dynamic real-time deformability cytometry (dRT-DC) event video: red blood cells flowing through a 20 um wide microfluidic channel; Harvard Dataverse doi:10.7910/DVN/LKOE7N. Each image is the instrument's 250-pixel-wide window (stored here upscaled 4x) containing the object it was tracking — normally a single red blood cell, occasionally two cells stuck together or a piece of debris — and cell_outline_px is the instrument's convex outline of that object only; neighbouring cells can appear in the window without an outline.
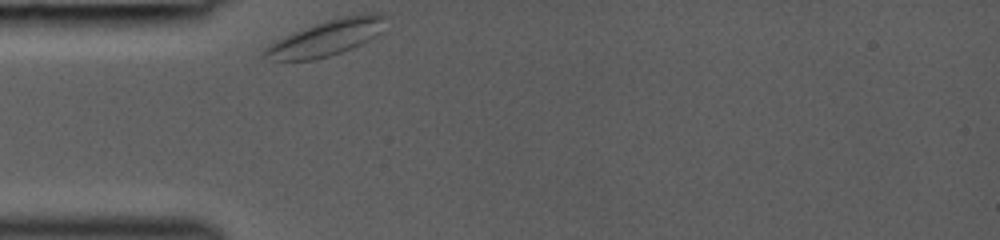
{"species": "common noctule bat (a hibernating species)", "species_latin": "Nyctalus noctula", "temperature_condition": "room temperature", "stored_images_in_passage": 9, "camera_frame_rate_fps": 3000, "um_per_image_px": 0.085, "animal": {"sex": "female", "body_mass_g": 19.0, "forearm_length_mm": 53.3}, "frame": {"image": 1, "passage_image": 1, "time_ms": 0.0, "image_size_px": [1000, 240], "cell_outline_px": [[384, 16], [372, 36], [368, 40], [352, 48], [328, 56], [312, 60], [272, 60], [264, 56], [260, 52], [268, 44], [276, 40], [316, 24], [340, 16], [364, 12], [376, 12]], "centroid_in_image_um": [27.62, 3.23], "position_along_channel_um": 57.4, "area_um2": 24.22}}
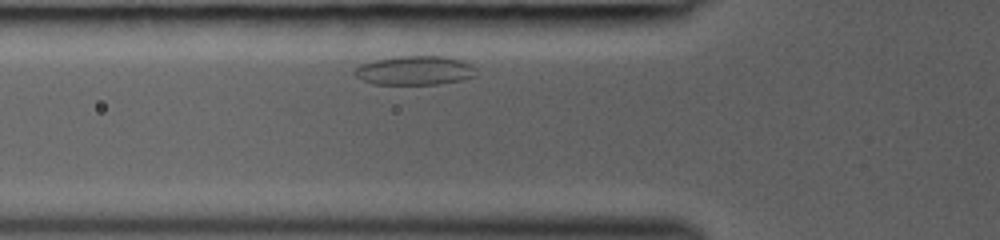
{"frame": {"image": 2, "passage_image": 4, "time_ms": 1.0, "image_size_px": [1000, 240], "cell_outline_px": [[476, 76], [460, 80], [436, 84], [376, 84], [364, 80], [356, 76], [352, 72], [360, 64], [376, 60], [400, 56], [444, 56], [460, 60], [468, 64], [472, 68]], "centroid_in_image_um": [35.21, 5.99], "position_along_channel_um": 90.6, "area_um2": 20.17}}
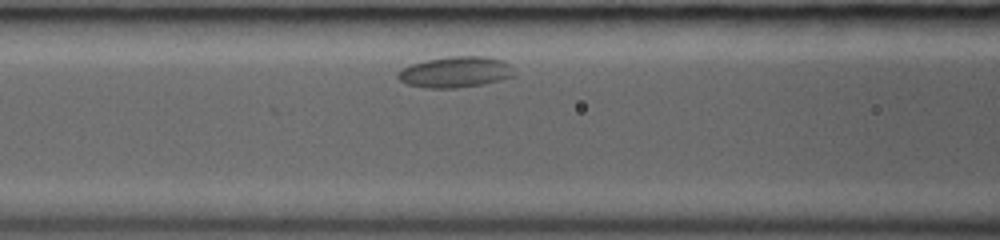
{"frame": {"image": 3, "passage_image": 7, "time_ms": 2.0, "image_size_px": [1000, 240], "cell_outline_px": [[512, 76], [500, 80], [480, 84], [456, 88], [424, 88], [408, 84], [400, 80], [396, 76], [404, 68], [412, 64], [428, 60], [448, 56], [484, 56], [504, 60], [508, 64]], "centroid_in_image_um": [38.68, 6.12], "position_along_channel_um": 127.9, "area_um2": 20.52}}